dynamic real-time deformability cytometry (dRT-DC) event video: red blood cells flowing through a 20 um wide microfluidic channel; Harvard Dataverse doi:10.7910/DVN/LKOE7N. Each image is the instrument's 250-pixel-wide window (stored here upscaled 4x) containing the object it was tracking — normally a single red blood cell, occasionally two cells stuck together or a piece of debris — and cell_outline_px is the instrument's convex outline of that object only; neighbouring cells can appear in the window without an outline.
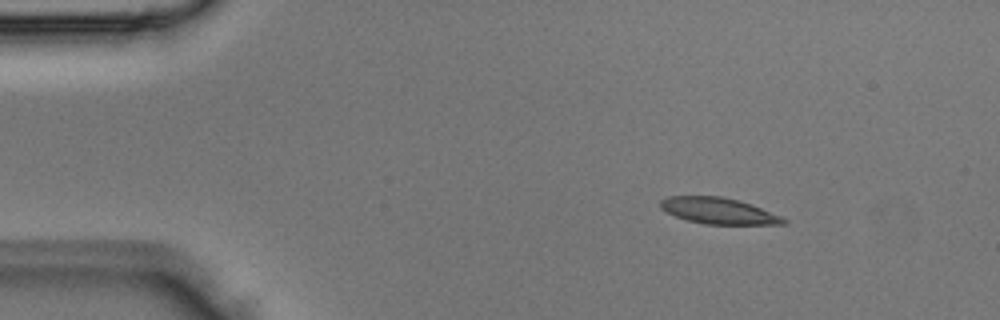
{"species": "Egyptian fruit bat (a non-hibernating species)", "species_latin": "Rousettus aegyptiacus", "temperature_condition": "room temperature", "stored_images_in_passage": 5, "camera_frame_rate_fps": 3000, "um_per_image_px": 0.085, "animal": {"sex": "male"}, "frame": {"image": 1, "passage_image": 2, "time_ms": 0.333, "image_size_px": [1000, 320], "cell_outline_px": [[788, 224], [704, 224], [688, 220], [676, 216], [660, 208], [660, 200], [668, 196], [720, 196], [740, 200], [752, 204], [780, 216], [788, 220]], "centroid_in_image_um": [61.08, 17.91], "position_along_channel_um": 23.9, "area_um2": 18.73}}
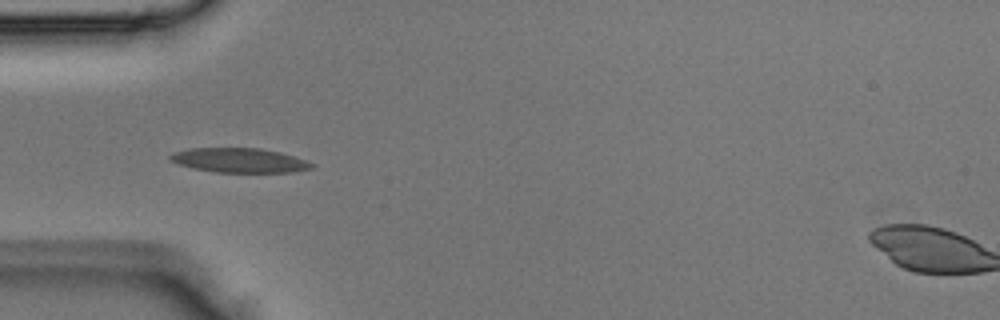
{"frame": {"image": 2, "passage_image": 4, "time_ms": 1.0, "image_size_px": [1000, 320], "cell_outline_px": [[316, 164], [312, 168], [292, 172], [216, 172], [192, 168], [168, 160], [168, 156], [172, 152], [188, 148], [260, 148], [280, 152]], "centroid_in_image_um": [20.3, 13.62], "position_along_channel_um": 64.7, "area_um2": 20.17}}
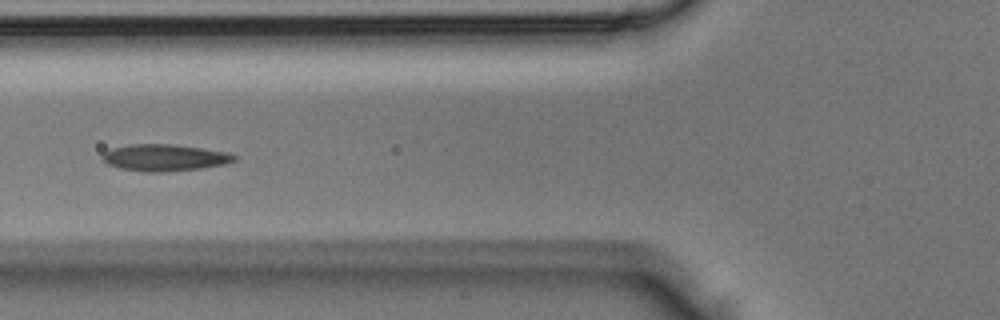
{"frame": {"image": 3, "passage_image": 5, "time_ms": 1.333, "image_size_px": [1000, 320], "cell_outline_px": [[236, 160], [224, 164], [200, 168], [160, 172], [148, 172], [120, 168], [108, 164], [100, 156], [104, 152], [112, 148], [128, 144], [172, 144], [228, 152], [236, 156]], "centroid_in_image_um": [13.96, 13.39], "position_along_channel_um": 111.8, "area_um2": 20.35}}